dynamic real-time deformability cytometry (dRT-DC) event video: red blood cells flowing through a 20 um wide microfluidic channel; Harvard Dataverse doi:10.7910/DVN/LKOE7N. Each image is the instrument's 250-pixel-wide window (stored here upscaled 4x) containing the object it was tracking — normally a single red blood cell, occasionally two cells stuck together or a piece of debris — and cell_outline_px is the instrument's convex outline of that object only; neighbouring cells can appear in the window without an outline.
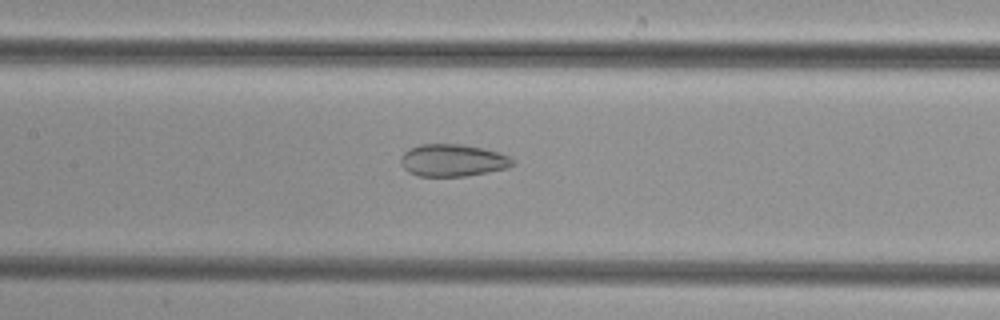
{"species": "common noctule bat (a hibernating species)", "species_latin": "Nyctalus noctula", "temperature_condition": "cold", "stored_images_in_passage": 44, "camera_frame_rate_fps": 3000, "um_per_image_px": 0.085, "animal": {"sex": "female", "body_mass_g": 29.2, "forearm_length_mm": 56.3}, "frame": {"image": 1, "passage_image": 18, "time_ms": 5.667, "image_size_px": [1000, 320], "cell_outline_px": [[512, 164], [508, 168], [468, 176], [416, 176], [408, 172], [400, 164], [400, 156], [408, 148], [420, 144], [464, 144], [496, 152], [508, 156], [512, 160]], "centroid_in_image_um": [38.4, 13.63], "position_along_channel_um": 169.0, "area_um2": 21.04}}
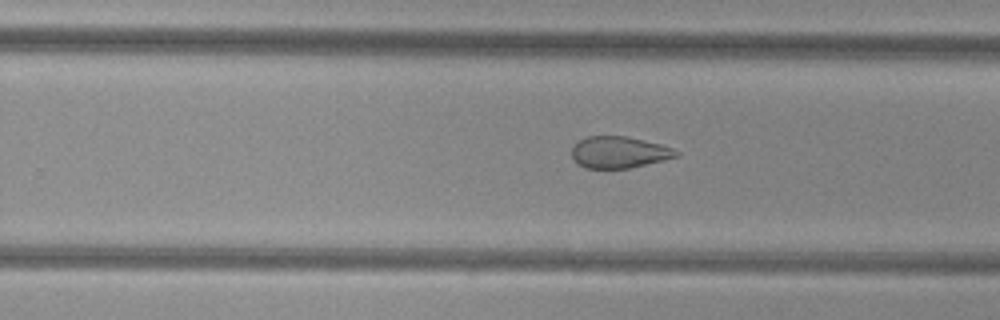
{"frame": {"image": 2, "passage_image": 26, "time_ms": 8.333, "image_size_px": [1000, 320], "cell_outline_px": [[680, 156], [664, 160], [628, 168], [584, 168], [576, 164], [572, 156], [572, 148], [584, 136], [624, 136], [660, 144], [672, 148], [680, 152]], "centroid_in_image_um": [52.61, 12.95], "position_along_channel_um": 277.2, "area_um2": 19.19}}
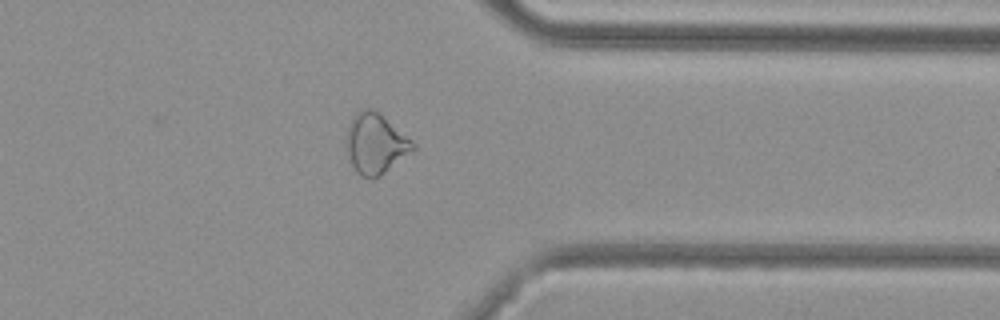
{"frame": {"image": 3, "passage_image": 34, "time_ms": 11.0, "image_size_px": [1000, 320], "cell_outline_px": [[416, 148], [412, 152], [380, 176], [360, 176], [356, 172], [352, 164], [344, 144], [344, 140], [348, 124], [352, 116], [360, 108], [372, 108], [412, 140], [416, 144]], "centroid_in_image_um": [31.88, 12.18], "position_along_channel_um": 379.5, "area_um2": 23.41}}